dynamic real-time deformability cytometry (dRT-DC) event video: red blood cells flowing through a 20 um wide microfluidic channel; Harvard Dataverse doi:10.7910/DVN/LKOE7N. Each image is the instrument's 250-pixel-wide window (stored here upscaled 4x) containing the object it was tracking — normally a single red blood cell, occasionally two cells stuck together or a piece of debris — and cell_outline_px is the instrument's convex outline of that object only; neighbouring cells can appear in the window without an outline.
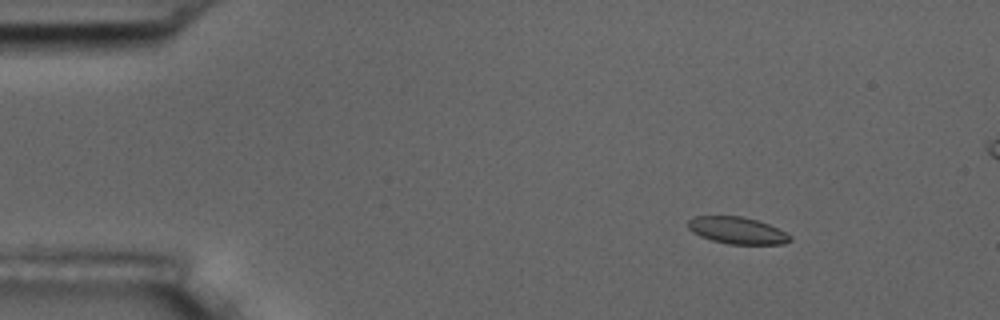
{"species": "common noctule bat (a hibernating species)", "species_latin": "Nyctalus noctula", "temperature_condition": "room temperature", "stored_images_in_passage": 9, "camera_frame_rate_fps": 3000, "um_per_image_px": 0.085, "animal": {"sex": "male", "body_mass_g": 17.5, "forearm_length_mm": 52.3}, "frame": {"image": 1, "passage_image": 3, "time_ms": 0.667, "image_size_px": [1000, 320], "cell_outline_px": [[792, 240], [784, 244], [728, 244], [712, 240], [700, 236], [692, 232], [688, 228], [688, 220], [692, 216], [744, 216], [768, 224], [792, 236]], "centroid_in_image_um": [62.64, 19.58], "position_along_channel_um": 22.4, "area_um2": 16.01}}
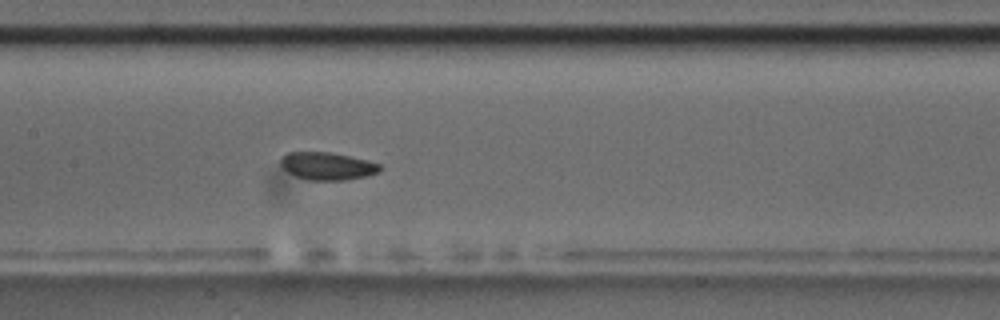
{"frame": {"image": 2, "passage_image": 9, "time_ms": 2.667, "image_size_px": [1000, 320], "cell_outline_px": [[384, 168], [380, 172], [368, 176], [344, 180], [308, 180], [296, 176], [288, 172], [280, 164], [280, 160], [288, 152], [328, 152], [348, 156], [380, 164]], "centroid_in_image_um": [27.85, 14.13], "position_along_channel_um": 179.5, "area_um2": 15.9}}